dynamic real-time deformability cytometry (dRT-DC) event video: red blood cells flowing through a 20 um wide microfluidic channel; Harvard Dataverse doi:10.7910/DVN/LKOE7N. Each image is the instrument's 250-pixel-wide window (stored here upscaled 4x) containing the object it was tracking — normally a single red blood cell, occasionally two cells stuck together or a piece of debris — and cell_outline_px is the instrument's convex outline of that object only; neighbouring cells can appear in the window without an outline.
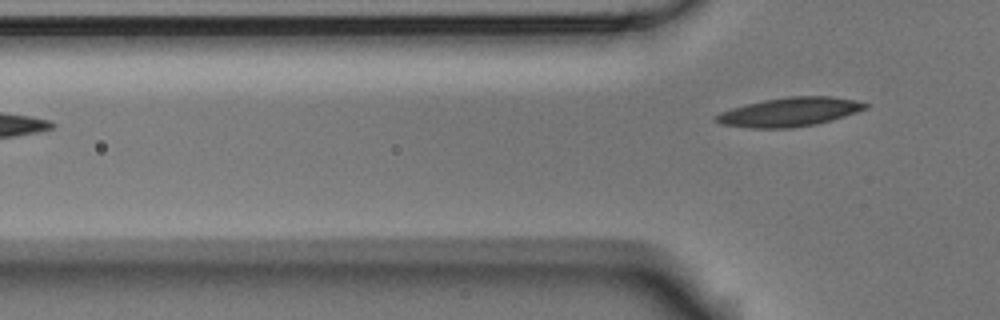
{"species": "Egyptian fruit bat (a non-hibernating species)", "species_latin": "Rousettus aegyptiacus", "temperature_condition": "room temperature", "stored_images_in_passage": 5, "camera_frame_rate_fps": 3000, "um_per_image_px": 0.085, "animal": {"sex": "male"}, "frame": {"image": 1, "passage_image": 5, "time_ms": 1.333, "image_size_px": [1000, 320], "cell_outline_px": [[868, 108], [832, 120], [816, 124], [792, 128], [748, 128], [720, 124], [712, 120], [712, 116], [720, 112], [732, 108], [764, 100], [788, 96], [832, 96], [856, 100], [868, 104]], "centroid_in_image_um": [67.08, 9.52], "position_along_channel_um": 58.7, "area_um2": 25.32}}